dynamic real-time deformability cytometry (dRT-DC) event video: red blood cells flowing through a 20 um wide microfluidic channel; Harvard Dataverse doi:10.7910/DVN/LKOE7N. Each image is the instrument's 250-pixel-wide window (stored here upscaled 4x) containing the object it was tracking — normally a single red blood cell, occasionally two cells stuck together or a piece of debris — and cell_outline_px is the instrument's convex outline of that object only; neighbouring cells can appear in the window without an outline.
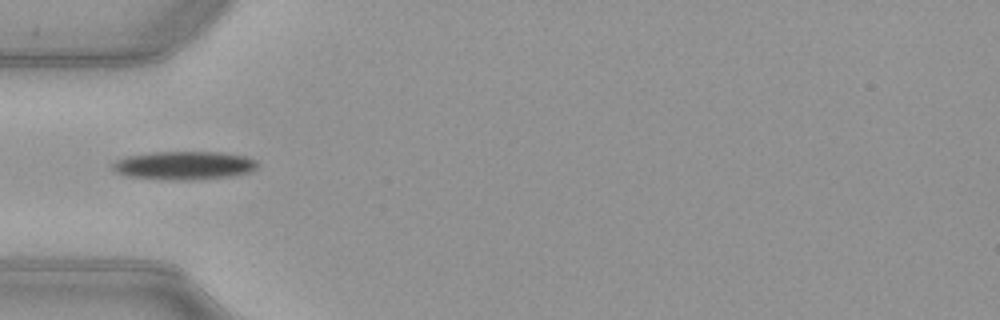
{"species": "common noctule bat (a hibernating species)", "species_latin": "Nyctalus noctula", "temperature_condition": "warm", "stored_images_in_passage": 36, "camera_frame_rate_fps": 3000, "um_per_image_px": 0.085, "animal": {"sex": "female", "body_mass_g": 21.9}, "frame": {"image": 1, "passage_image": 1, "time_ms": 0.0, "image_size_px": [1000, 320], "cell_outline_px": [[256, 168], [248, 172], [232, 176], [192, 180], [172, 180], [124, 176], [116, 172], [112, 168], [112, 164], [116, 160], [128, 156], [156, 152], [220, 152], [244, 156], [256, 160]], "centroid_in_image_um": [15.62, 14.07], "position_along_channel_um": 69.4, "area_um2": 23.87}}
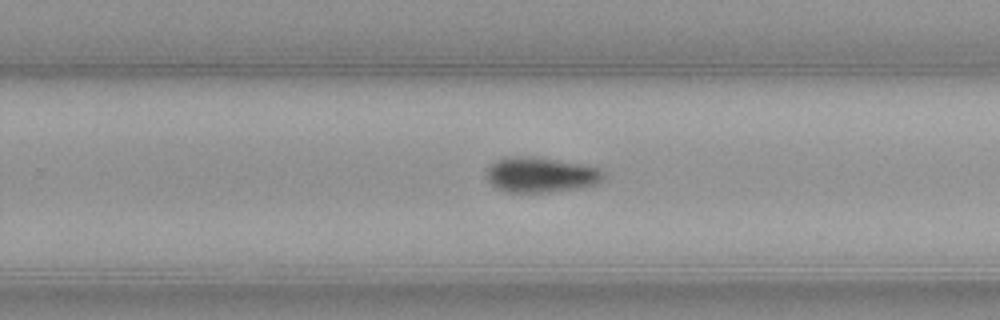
{"frame": {"image": 2, "passage_image": 17, "time_ms": 5.333, "image_size_px": [1000, 320], "cell_outline_px": [[604, 180], [596, 184], [580, 188], [548, 192], [508, 192], [496, 188], [484, 176], [488, 164], [496, 160], [512, 156], [532, 156], [588, 164], [600, 168], [604, 172]], "centroid_in_image_um": [45.98, 14.84], "position_along_channel_um": 283.8, "area_um2": 24.57}}
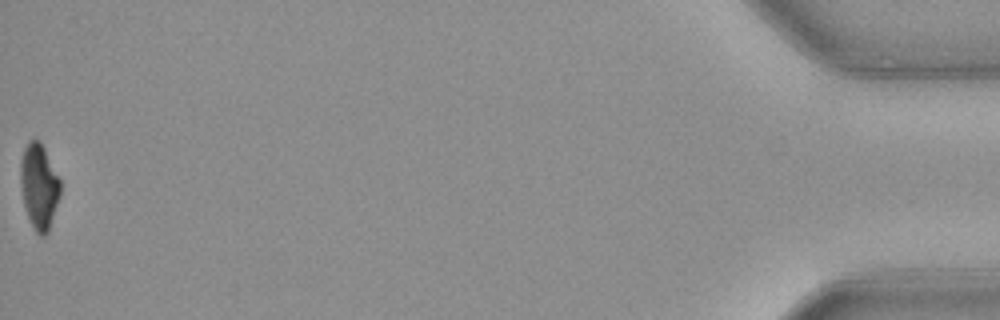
{"frame": {"image": 3, "passage_image": 36, "time_ms": 11.667, "image_size_px": [1000, 320], "cell_outline_px": [[60, 196], [48, 232], [44, 236], [40, 236], [36, 232], [28, 216], [24, 204], [20, 184], [20, 160], [24, 148], [28, 140], [40, 140], [60, 180]], "centroid_in_image_um": [3.31, 15.82], "position_along_channel_um": 431.9, "area_um2": 19.65}, "authors_computed_cell_mechanics": {"area_um2": 23.2067, "velocity_mm_per_s": 3.9965, "shape_relaxation_time_tau1_ms": 3.3399, "shape_relaxation_time_tau2_ms": null, "deformation_change_tau1": 0.1369, "deformation_change_tau2": null}}